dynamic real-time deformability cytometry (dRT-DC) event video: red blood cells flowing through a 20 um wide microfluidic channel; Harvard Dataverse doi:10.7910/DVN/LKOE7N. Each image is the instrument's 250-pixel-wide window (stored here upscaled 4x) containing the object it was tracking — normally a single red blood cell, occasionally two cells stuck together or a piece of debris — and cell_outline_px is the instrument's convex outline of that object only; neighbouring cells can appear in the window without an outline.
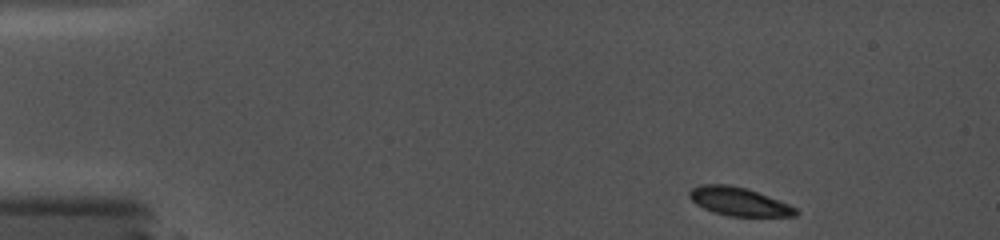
{"species": "common noctule bat (a hibernating species)", "species_latin": "Nyctalus noctula", "temperature_condition": "cold", "stored_images_in_passage": 74, "camera_frame_rate_fps": 5000, "um_per_image_px": 0.085, "animal": {"sex": "female", "body_mass_g": 19.0, "forearm_length_mm": 56.7}, "frame": {"image": 1, "passage_image": 1, "time_ms": 0.0, "image_size_px": [1000, 240], "cell_outline_px": [[800, 212], [796, 216], [728, 216], [712, 212], [696, 204], [688, 196], [688, 192], [692, 188], [700, 184], [728, 184], [748, 188], [788, 204], [796, 208]], "centroid_in_image_um": [62.78, 17.13], "position_along_channel_um": 22.2, "area_um2": 17.69}}
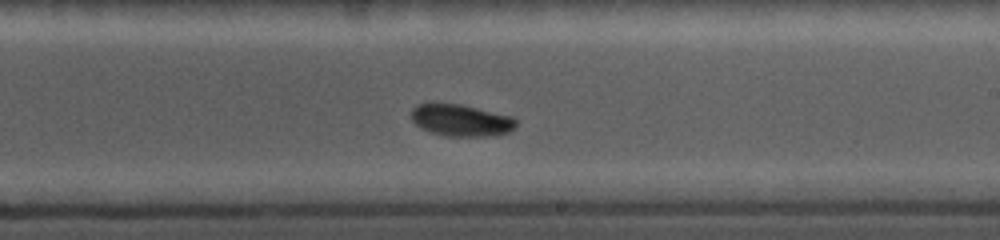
{"frame": {"image": 2, "passage_image": 42, "time_ms": 8.6, "image_size_px": [1000, 240], "cell_outline_px": [[516, 124], [508, 132], [488, 136], [444, 136], [428, 132], [420, 128], [412, 120], [412, 108], [416, 104], [432, 100], [460, 104], [512, 116], [516, 120]], "centroid_in_image_um": [39.09, 10.18], "position_along_channel_um": 249.9, "area_um2": 19.94}}
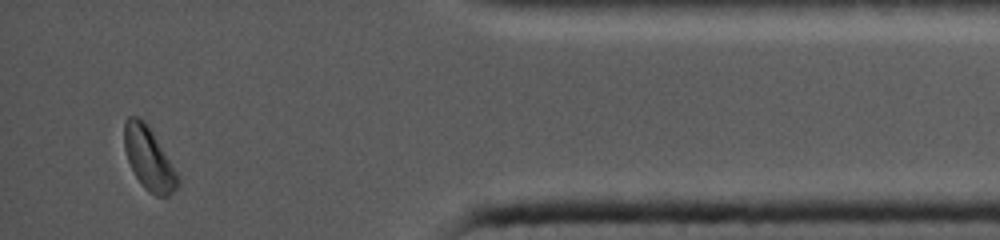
{"frame": {"image": 3, "passage_image": 70, "time_ms": 13.8, "image_size_px": [1000, 240], "cell_outline_px": [[180, 184], [168, 196], [156, 196], [148, 192], [144, 188], [136, 176], [128, 160], [124, 148], [124, 120], [128, 116], [136, 116], [144, 120], [148, 124], [176, 172], [180, 180]], "centroid_in_image_um": [12.63, 13.46], "position_along_channel_um": 422.6, "area_um2": 19.36}}